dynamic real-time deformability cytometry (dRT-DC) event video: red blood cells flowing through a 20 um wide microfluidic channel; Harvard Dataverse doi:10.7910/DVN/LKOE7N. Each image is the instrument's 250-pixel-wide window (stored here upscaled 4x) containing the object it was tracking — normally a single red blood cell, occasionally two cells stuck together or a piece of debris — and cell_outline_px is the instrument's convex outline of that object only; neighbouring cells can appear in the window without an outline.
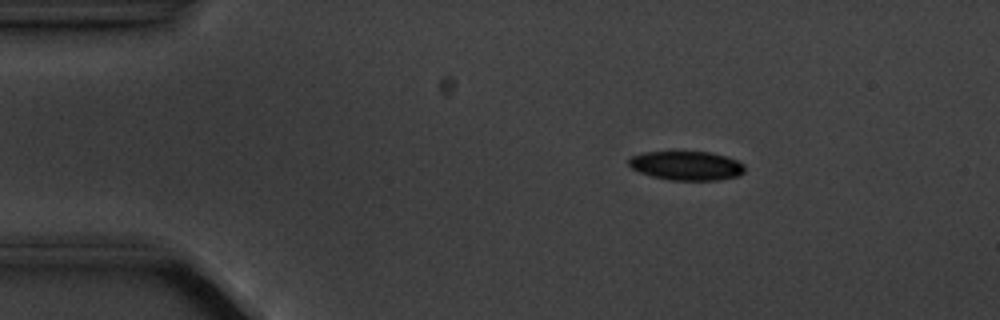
{"species": "common noctule bat (a hibernating species)", "species_latin": "Nyctalus noctula", "temperature_condition": "cold", "stored_images_in_passage": 5, "camera_frame_rate_fps": 3000, "um_per_image_px": 0.085, "animal": {"sex": "male", "body_mass_g": 20.1, "forearm_length_mm": 53.5}, "frame": {"image": 1, "passage_image": 2, "time_ms": 1.0, "image_size_px": [1000, 320], "cell_outline_px": [[744, 172], [736, 176], [716, 180], [668, 180], [652, 176], [640, 172], [632, 168], [628, 164], [628, 160], [632, 156], [644, 152], [708, 152], [724, 156], [736, 160], [744, 164]], "centroid_in_image_um": [58.33, 14.08], "position_along_channel_um": 26.7, "area_um2": 19.42}}